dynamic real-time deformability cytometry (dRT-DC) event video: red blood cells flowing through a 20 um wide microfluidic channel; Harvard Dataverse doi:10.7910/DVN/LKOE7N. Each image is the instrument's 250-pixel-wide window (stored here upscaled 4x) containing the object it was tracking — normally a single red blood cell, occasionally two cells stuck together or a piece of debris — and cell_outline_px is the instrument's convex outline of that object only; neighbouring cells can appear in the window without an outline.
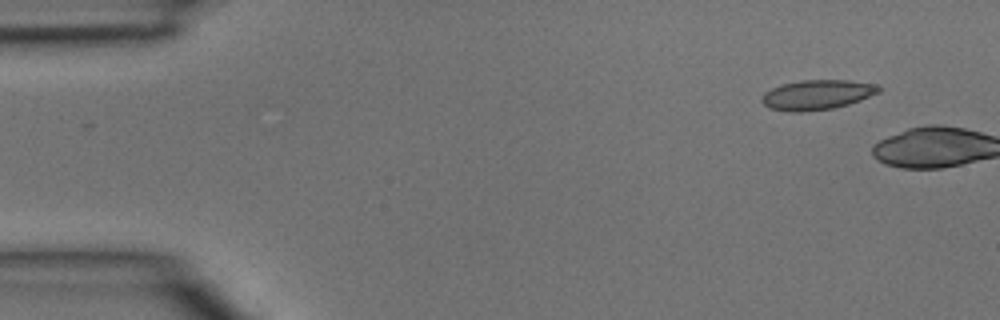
{"species": "common noctule bat (a hibernating species)", "species_latin": "Nyctalus noctula", "temperature_condition": "room temperature", "stored_images_in_passage": 2, "camera_frame_rate_fps": 3000, "um_per_image_px": 0.085, "animal": {"sex": "male", "body_mass_g": 15.6}, "frame": {"image": 1, "passage_image": 2, "time_ms": 0.333, "image_size_px": [1000, 320], "cell_outline_px": [[884, 88], [880, 92], [860, 100], [848, 104], [832, 108], [800, 112], [788, 112], [768, 108], [760, 100], [764, 92], [780, 84], [800, 80], [848, 80], [880, 84]], "centroid_in_image_um": [69.47, 8.04], "position_along_channel_um": 15.5, "area_um2": 20.63}}